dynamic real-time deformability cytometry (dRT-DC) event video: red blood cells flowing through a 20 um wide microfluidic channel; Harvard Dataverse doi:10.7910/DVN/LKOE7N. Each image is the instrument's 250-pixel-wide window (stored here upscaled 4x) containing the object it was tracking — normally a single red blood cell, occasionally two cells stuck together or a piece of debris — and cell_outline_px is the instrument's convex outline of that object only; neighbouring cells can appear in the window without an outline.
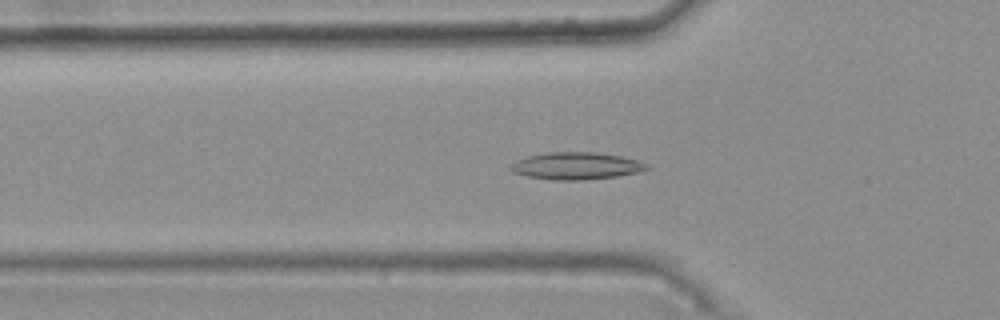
{"species": "common noctule bat (a hibernating species)", "species_latin": "Nyctalus noctula", "temperature_condition": "warm", "stored_images_in_passage": 46, "camera_frame_rate_fps": 3000, "um_per_image_px": 0.085, "animal": {"sex": "female", "body_mass_g": 25.1}, "frame": {"image": 1, "passage_image": 17, "time_ms": 5.333, "image_size_px": [1000, 320], "cell_outline_px": [[652, 168], [636, 172], [616, 176], [584, 180], [552, 180], [528, 176], [512, 172], [508, 168], [516, 160], [528, 156], [548, 152], [596, 152], [620, 156], [636, 160], [648, 164]], "centroid_in_image_um": [48.96, 14.1], "position_along_channel_um": 76.8, "area_um2": 21.5}}
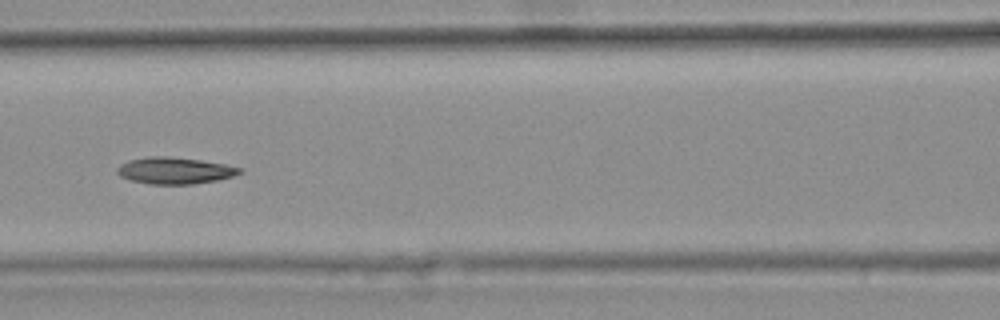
{"frame": {"image": 2, "passage_image": 23, "time_ms": 7.333, "image_size_px": [1000, 320], "cell_outline_px": [[244, 172], [232, 176], [216, 180], [192, 184], [148, 184], [132, 180], [120, 176], [116, 172], [116, 168], [120, 164], [128, 160], [148, 156], [164, 156], [200, 160], [224, 164], [244, 168]], "centroid_in_image_um": [14.84, 14.49], "position_along_channel_um": 151.8, "area_um2": 19.02}}
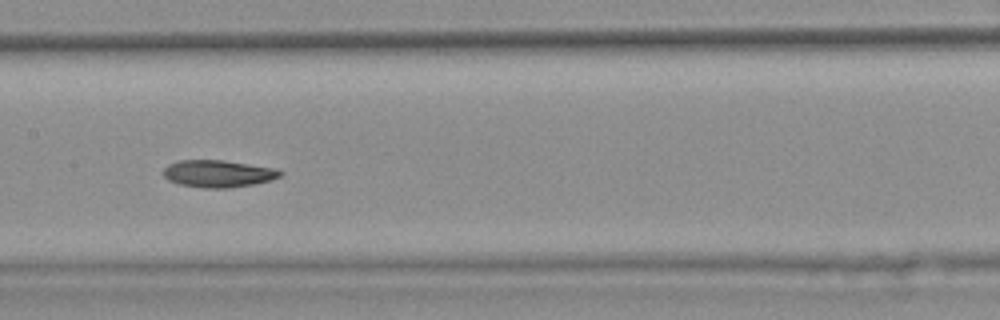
{"frame": {"image": 3, "passage_image": 26, "time_ms": 8.333, "image_size_px": [1000, 320], "cell_outline_px": [[284, 172], [280, 176], [272, 180], [252, 184], [228, 188], [204, 188], [180, 184], [168, 180], [164, 176], [164, 168], [168, 164], [176, 160], [224, 160], [276, 168]], "centroid_in_image_um": [18.55, 14.75], "position_along_channel_um": 188.9, "area_um2": 18.55}, "authors_computed_cell_mechanics": {"area_um2": 18.9006, "velocity_mm_per_s": 3.7321, "shape_relaxation_time_tau1_ms": null, "shape_relaxation_time_tau2_ms": 4.6491, "deformation_change_tau1": null, "deformation_change_tau2": 0.0908}}